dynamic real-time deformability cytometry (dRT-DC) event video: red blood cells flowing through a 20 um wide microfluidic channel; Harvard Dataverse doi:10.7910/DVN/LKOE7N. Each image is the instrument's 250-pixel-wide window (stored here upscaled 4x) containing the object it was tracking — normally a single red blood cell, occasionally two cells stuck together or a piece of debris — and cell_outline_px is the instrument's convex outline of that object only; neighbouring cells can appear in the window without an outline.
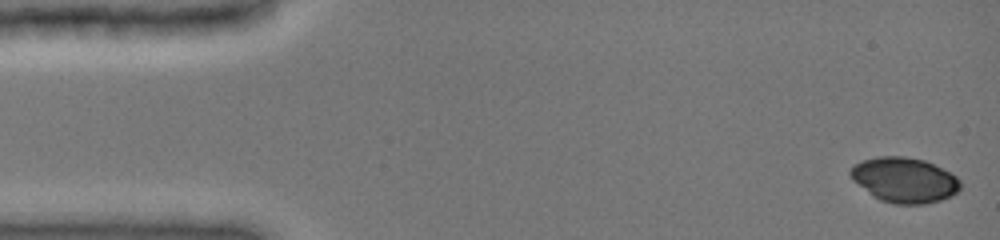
{"species": "common noctule bat (a hibernating species)", "species_latin": "Nyctalus noctula", "temperature_condition": "cold", "stored_images_in_passage": 45, "camera_frame_rate_fps": 3000, "um_per_image_px": 0.085, "animal": {"sex": "female", "body_mass_g": 19.0, "forearm_length_mm": 51.5}, "frame": {"image": 1, "passage_image": 1, "time_ms": 0.0, "image_size_px": [1000, 240], "cell_outline_px": [[960, 188], [952, 196], [940, 200], [924, 204], [892, 204], [880, 200], [872, 196], [852, 180], [848, 172], [852, 164], [876, 156], [904, 156], [924, 160], [956, 176], [960, 180]], "centroid_in_image_um": [76.82, 15.3], "position_along_channel_um": 8.2, "area_um2": 29.02}}
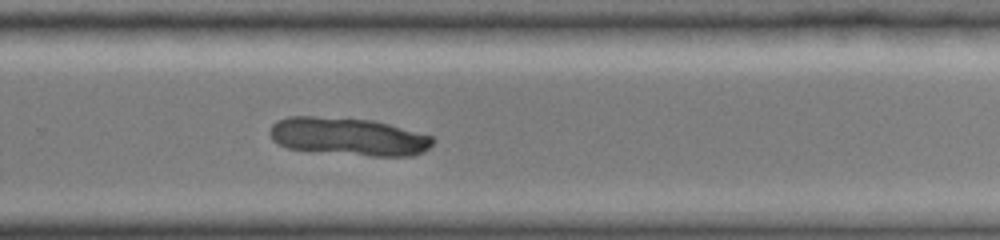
{"frame": {"image": 2, "passage_image": 32, "time_ms": 10.333, "image_size_px": [1000, 240], "cell_outline_px": [[436, 140], [424, 152], [412, 156], [372, 156], [288, 148], [272, 140], [268, 132], [272, 124], [276, 120], [288, 116], [316, 116], [372, 120], [388, 124], [432, 136]], "centroid_in_image_um": [29.6, 11.6], "position_along_channel_um": 300.2, "area_um2": 35.84}}
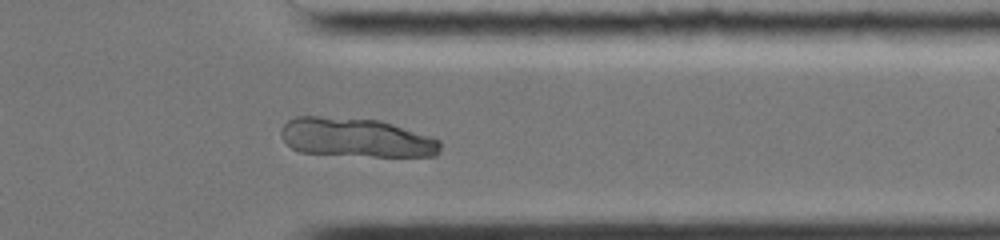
{"frame": {"image": 3, "passage_image": 38, "time_ms": 12.333, "image_size_px": [1000, 240], "cell_outline_px": [[440, 152], [436, 156], [372, 156], [300, 152], [292, 148], [280, 136], [280, 128], [288, 120], [296, 116], [320, 116], [380, 120], [432, 136], [440, 140]], "centroid_in_image_um": [30.27, 11.69], "position_along_channel_um": 381.1, "area_um2": 36.36}}